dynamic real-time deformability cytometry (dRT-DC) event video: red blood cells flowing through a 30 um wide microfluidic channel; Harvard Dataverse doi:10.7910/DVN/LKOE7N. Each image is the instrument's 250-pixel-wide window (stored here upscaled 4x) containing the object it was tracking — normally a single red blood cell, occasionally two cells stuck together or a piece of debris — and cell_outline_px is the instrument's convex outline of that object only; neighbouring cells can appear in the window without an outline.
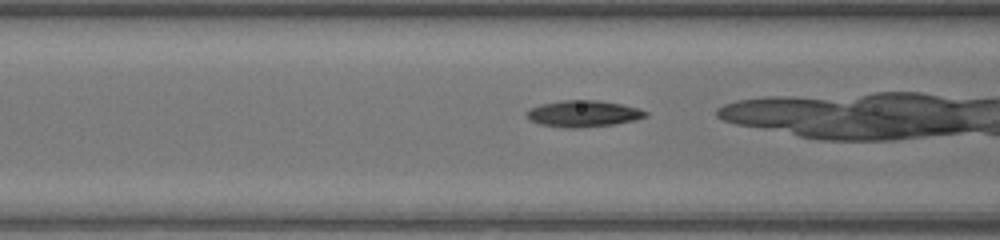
{"species": "common noctule bat (a hibernating species)", "species_latin": "Nyctalus noctula", "temperature_condition": "warm", "stored_images_in_passage": 24, "camera_frame_rate_fps": 3000, "um_per_image_px": 0.085, "animal": {"sex": "female", "body_mass_g": 17.0, "forearm_length_mm": 48.0}, "frame": {"image": 1, "passage_image": 17, "time_ms": 5.333, "image_size_px": [1000, 240], "cell_outline_px": [[648, 116], [636, 120], [616, 124], [576, 128], [564, 128], [540, 124], [528, 120], [524, 116], [524, 112], [528, 108], [540, 104], [560, 100], [596, 100], [620, 104], [636, 108], [648, 112]], "centroid_in_image_um": [49.5, 9.66], "position_along_channel_um": 117.1, "area_um2": 18.61}}
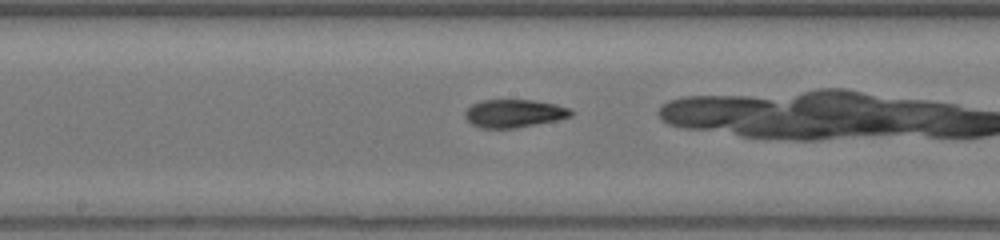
{"frame": {"image": 2, "passage_image": 23, "time_ms": 7.333, "image_size_px": [1000, 240], "cell_outline_px": [[572, 116], [556, 120], [516, 128], [480, 128], [472, 124], [464, 116], [464, 112], [472, 104], [480, 100], [532, 100], [556, 104], [568, 108], [572, 112]], "centroid_in_image_um": [43.66, 9.64], "position_along_channel_um": 204.5, "area_um2": 17.22}}